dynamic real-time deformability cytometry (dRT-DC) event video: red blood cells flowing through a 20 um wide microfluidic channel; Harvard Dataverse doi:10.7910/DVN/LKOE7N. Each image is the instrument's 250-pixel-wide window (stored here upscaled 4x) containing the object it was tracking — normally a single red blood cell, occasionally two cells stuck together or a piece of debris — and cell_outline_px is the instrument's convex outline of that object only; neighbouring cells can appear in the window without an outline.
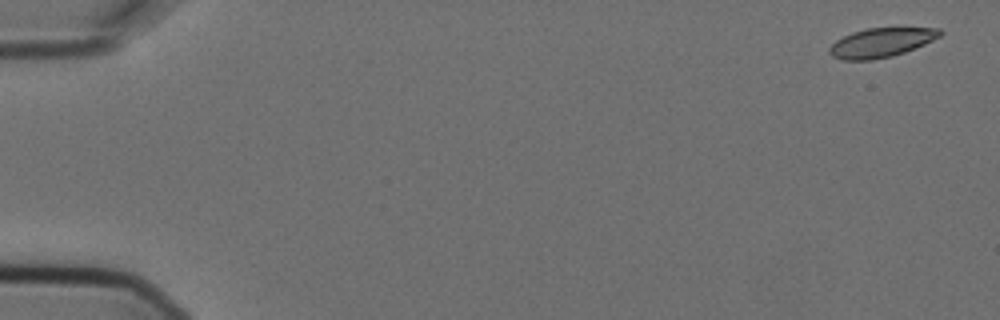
{"species": "Egyptian fruit bat (a non-hibernating species)", "species_latin": "Rousettus aegyptiacus", "temperature_condition": "cold", "stored_images_in_passage": 11, "camera_frame_rate_fps": 3000, "um_per_image_px": 0.085, "animal": {"sex": "female"}, "frame": {"image": 1, "passage_image": 1, "time_ms": 0.0, "image_size_px": [1000, 320], "cell_outline_px": [[944, 32], [940, 36], [924, 44], [904, 52], [892, 56], [872, 60], [840, 60], [832, 56], [828, 52], [828, 48], [836, 40], [852, 32], [868, 28], [940, 28]], "centroid_in_image_um": [74.87, 3.63], "position_along_channel_um": 10.1, "area_um2": 18.79}}
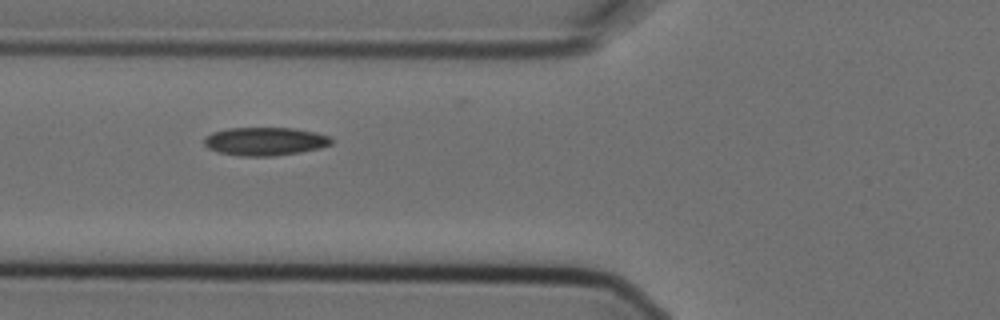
{"frame": {"image": 2, "passage_image": 6, "time_ms": 1.667, "image_size_px": [1000, 320], "cell_outline_px": [[332, 144], [320, 148], [300, 152], [272, 156], [240, 156], [216, 152], [208, 148], [204, 144], [204, 136], [212, 132], [228, 128], [292, 128], [316, 132], [328, 136], [332, 140]], "centroid_in_image_um": [22.49, 12.01], "position_along_channel_um": 103.3, "area_um2": 21.04}}
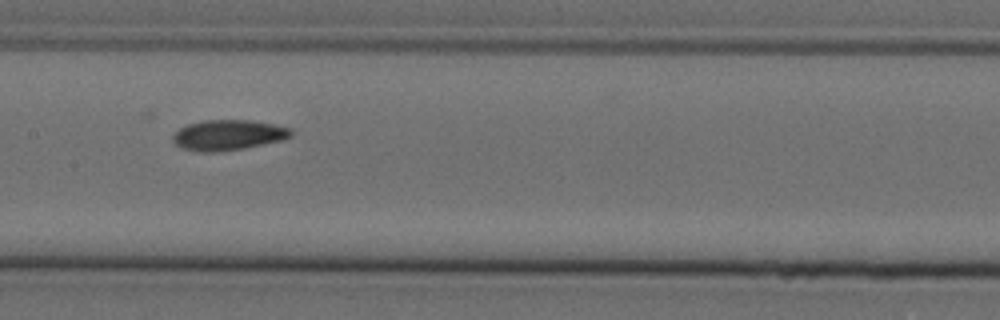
{"frame": {"image": 3, "passage_image": 8, "time_ms": 2.333, "image_size_px": [1000, 320], "cell_outline_px": [[292, 136], [284, 140], [244, 148], [220, 152], [200, 152], [180, 148], [172, 140], [172, 136], [180, 128], [188, 124], [204, 120], [248, 120], [272, 124], [292, 128]], "centroid_in_image_um": [19.4, 11.49], "position_along_channel_um": 188.0, "area_um2": 21.04}}